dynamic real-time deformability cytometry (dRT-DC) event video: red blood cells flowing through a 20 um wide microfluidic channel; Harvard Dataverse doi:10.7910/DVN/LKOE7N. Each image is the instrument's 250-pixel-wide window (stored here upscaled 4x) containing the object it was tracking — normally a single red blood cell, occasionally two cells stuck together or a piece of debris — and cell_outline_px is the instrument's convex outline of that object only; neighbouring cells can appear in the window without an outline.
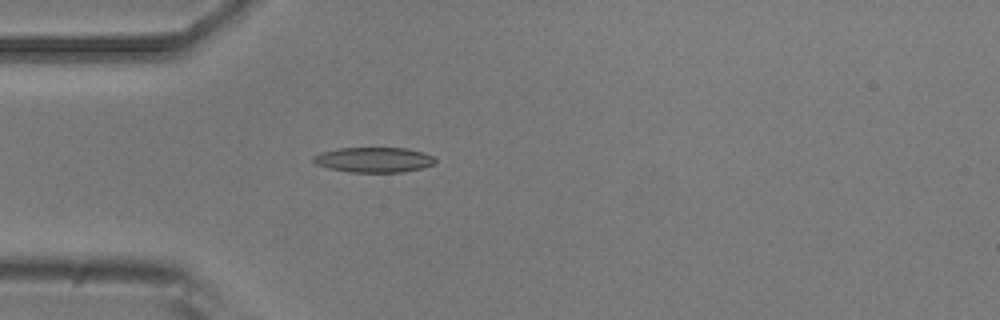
{"species": "common noctule bat (a hibernating species)", "species_latin": "Nyctalus noctula", "temperature_condition": "room temperature", "stored_images_in_passage": 4, "camera_frame_rate_fps": 3000, "um_per_image_px": 0.085, "animal": {"sex": "male", "body_mass_g": 20.5, "forearm_length_mm": 52.5}, "frame": {"image": 1, "passage_image": 4, "time_ms": 1.0, "image_size_px": [1000, 320], "cell_outline_px": [[436, 160], [432, 164], [420, 168], [400, 172], [348, 172], [328, 168], [316, 164], [312, 160], [312, 156], [324, 152], [340, 148], [408, 148], [424, 152], [432, 156]], "centroid_in_image_um": [31.76, 13.58], "position_along_channel_um": 53.2, "area_um2": 17.69}}